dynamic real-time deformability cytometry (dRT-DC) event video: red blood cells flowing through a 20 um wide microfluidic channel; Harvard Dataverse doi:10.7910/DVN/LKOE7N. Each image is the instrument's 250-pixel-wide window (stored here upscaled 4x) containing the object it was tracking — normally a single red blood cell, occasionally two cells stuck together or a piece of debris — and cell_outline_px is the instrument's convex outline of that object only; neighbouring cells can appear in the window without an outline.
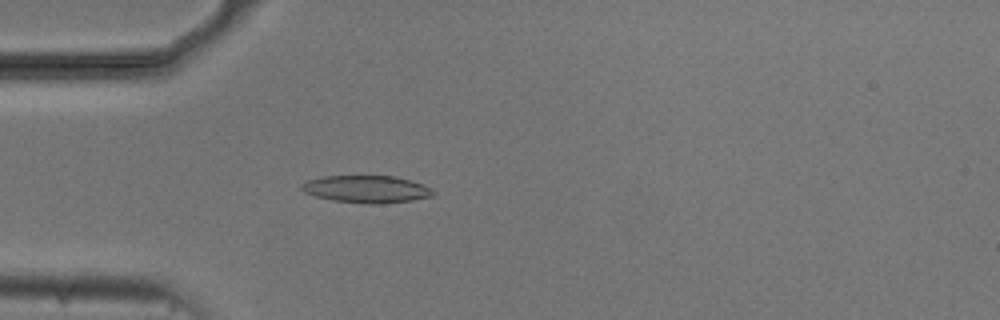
{"species": "common noctule bat (a hibernating species)", "species_latin": "Nyctalus noctula", "temperature_condition": "cold", "stored_images_in_passage": 52, "camera_frame_rate_fps": 3000, "um_per_image_px": 0.085, "animal": {"sex": "male", "body_mass_g": 20.5, "forearm_length_mm": 52.5}, "frame": {"image": 1, "passage_image": 14, "time_ms": 4.333, "image_size_px": [1000, 320], "cell_outline_px": [[436, 196], [412, 200], [376, 204], [368, 204], [332, 200], [316, 196], [304, 192], [300, 188], [300, 184], [308, 180], [324, 176], [396, 176], [424, 184], [432, 188], [436, 192]], "centroid_in_image_um": [31.2, 16.07], "position_along_channel_um": 53.8, "area_um2": 21.1}}
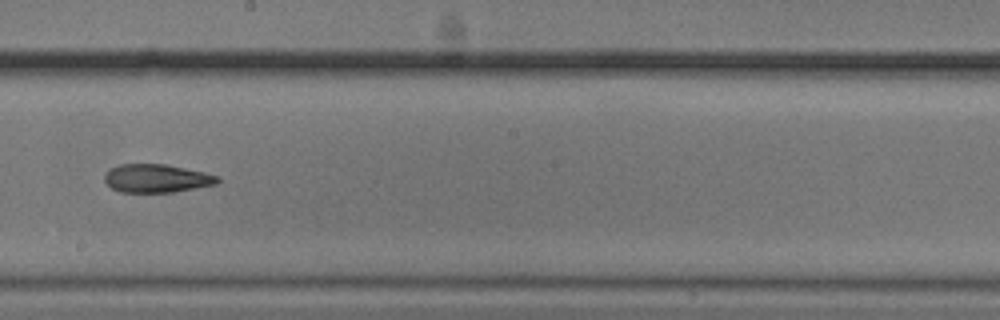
{"frame": {"image": 2, "passage_image": 29, "time_ms": 9.333, "image_size_px": [1000, 320], "cell_outline_px": [[220, 180], [216, 184], [172, 192], [120, 192], [112, 188], [104, 180], [104, 176], [112, 168], [120, 164], [164, 164], [204, 172], [220, 176]], "centroid_in_image_um": [13.33, 15.16], "position_along_channel_um": 234.9, "area_um2": 18.44}}
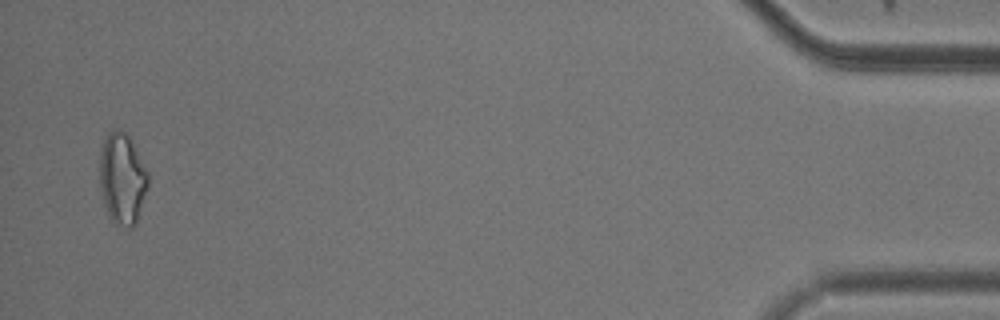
{"frame": {"image": 3, "passage_image": 51, "time_ms": 16.667, "image_size_px": [1000, 320], "cell_outline_px": [[148, 188], [136, 224], [132, 228], [128, 228], [112, 224], [104, 204], [100, 188], [100, 152], [104, 136], [112, 128], [120, 128], [128, 136], [148, 172]], "centroid_in_image_um": [10.38, 15.21], "position_along_channel_um": 424.8, "area_um2": 26.07}, "authors_computed_cell_mechanics": {"area_um2": 20.1144, "velocity_mm_per_s": 3.7425, "shape_relaxation_time_tau1_ms": null, "shape_relaxation_time_tau2_ms": 5.1533, "deformation_change_tau1": null, "deformation_change_tau2": 0.144}}